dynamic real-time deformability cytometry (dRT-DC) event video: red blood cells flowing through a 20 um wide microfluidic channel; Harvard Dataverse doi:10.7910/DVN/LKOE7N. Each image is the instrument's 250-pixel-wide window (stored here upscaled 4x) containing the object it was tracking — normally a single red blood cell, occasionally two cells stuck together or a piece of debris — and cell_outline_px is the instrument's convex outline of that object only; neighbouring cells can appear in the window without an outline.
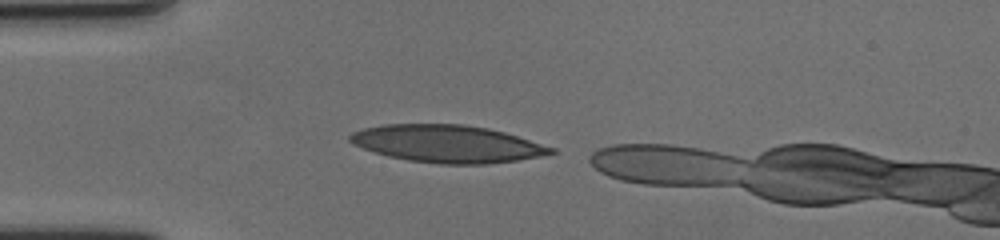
{"species": "human", "species_latin": "Homo sapiens", "temperature_condition": "cold", "stored_images_in_passage": 36, "camera_frame_rate_fps": 3000, "um_per_image_px": 0.085, "donor": {"sex": "female"}, "frame": {"image": 1, "passage_image": 1, "time_ms": 0.0, "image_size_px": [1000, 240], "cell_outline_px": [[556, 152], [540, 156], [516, 160], [488, 164], [440, 164], [408, 160], [388, 156], [352, 144], [348, 140], [348, 136], [352, 132], [364, 128], [384, 124], [464, 124], [488, 128], [504, 132], [556, 148]], "centroid_in_image_um": [38.01, 12.22], "position_along_channel_um": 47.0, "area_um2": 43.75}}
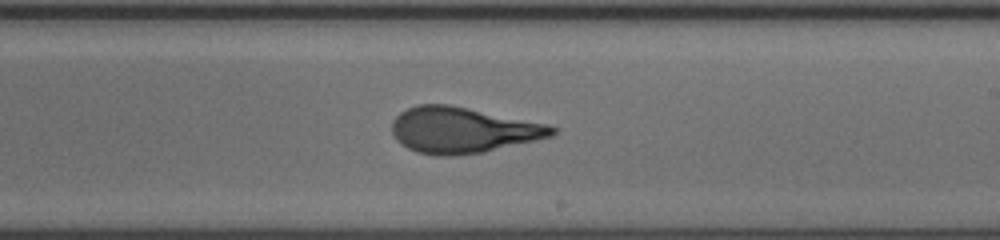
{"frame": {"image": 2, "passage_image": 20, "time_ms": 6.333, "image_size_px": [1000, 240], "cell_outline_px": [[556, 132], [552, 136], [484, 152], [456, 156], [436, 156], [416, 152], [400, 144], [396, 140], [392, 132], [392, 120], [400, 112], [416, 104], [448, 104], [548, 124], [556, 128]], "centroid_in_image_um": [39.28, 11.06], "position_along_channel_um": 249.7, "area_um2": 42.83}}
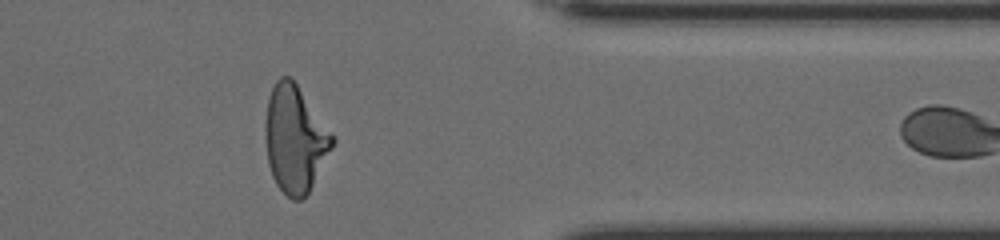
{"frame": {"image": 3, "passage_image": 33, "time_ms": 10.667, "image_size_px": [1000, 240], "cell_outline_px": [[336, 140], [332, 148], [308, 192], [300, 200], [292, 200], [276, 184], [272, 176], [268, 164], [264, 136], [264, 124], [268, 100], [272, 88], [276, 80], [280, 76], [288, 76], [296, 84], [336, 136]], "centroid_in_image_um": [25.06, 11.81], "position_along_channel_um": 386.3, "area_um2": 41.73}, "authors_computed_cell_mechanics": {"area_um2": 42.1651, "velocity_mm_per_s": 3.5025, "shape_relaxation_time_tau1_ms": 6.0763, "shape_relaxation_time_tau2_ms": 1.2362, "deformation_change_tau1": 0.2385, "deformation_change_tau2": 0.0988}}